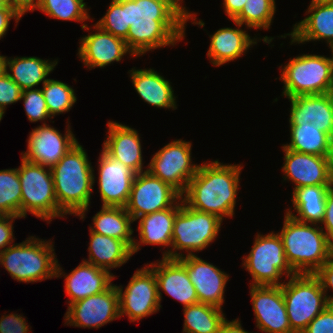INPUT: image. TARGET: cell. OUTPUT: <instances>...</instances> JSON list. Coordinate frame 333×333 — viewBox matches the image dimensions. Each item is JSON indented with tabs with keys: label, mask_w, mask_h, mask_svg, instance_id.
<instances>
[{
	"label": "cell",
	"mask_w": 333,
	"mask_h": 333,
	"mask_svg": "<svg viewBox=\"0 0 333 333\" xmlns=\"http://www.w3.org/2000/svg\"><path fill=\"white\" fill-rule=\"evenodd\" d=\"M88 259L83 261L107 270L119 268L133 256L132 249L122 240L89 231Z\"/></svg>",
	"instance_id": "29"
},
{
	"label": "cell",
	"mask_w": 333,
	"mask_h": 333,
	"mask_svg": "<svg viewBox=\"0 0 333 333\" xmlns=\"http://www.w3.org/2000/svg\"><path fill=\"white\" fill-rule=\"evenodd\" d=\"M52 240L29 236L0 253V265L17 282L37 283L56 278L58 259Z\"/></svg>",
	"instance_id": "5"
},
{
	"label": "cell",
	"mask_w": 333,
	"mask_h": 333,
	"mask_svg": "<svg viewBox=\"0 0 333 333\" xmlns=\"http://www.w3.org/2000/svg\"><path fill=\"white\" fill-rule=\"evenodd\" d=\"M314 275L320 280L322 289L325 292L329 305H333V293L328 295L330 289L333 292V256L327 260Z\"/></svg>",
	"instance_id": "44"
},
{
	"label": "cell",
	"mask_w": 333,
	"mask_h": 333,
	"mask_svg": "<svg viewBox=\"0 0 333 333\" xmlns=\"http://www.w3.org/2000/svg\"><path fill=\"white\" fill-rule=\"evenodd\" d=\"M42 87L48 112L52 118L58 114L68 113L77 101L73 87L60 80L49 78Z\"/></svg>",
	"instance_id": "38"
},
{
	"label": "cell",
	"mask_w": 333,
	"mask_h": 333,
	"mask_svg": "<svg viewBox=\"0 0 333 333\" xmlns=\"http://www.w3.org/2000/svg\"><path fill=\"white\" fill-rule=\"evenodd\" d=\"M20 100L24 102V109L31 123L44 121L43 124H47L48 118L53 119L48 112L44 94L40 88L23 90Z\"/></svg>",
	"instance_id": "40"
},
{
	"label": "cell",
	"mask_w": 333,
	"mask_h": 333,
	"mask_svg": "<svg viewBox=\"0 0 333 333\" xmlns=\"http://www.w3.org/2000/svg\"><path fill=\"white\" fill-rule=\"evenodd\" d=\"M249 287L256 328L264 333H295L289 324L282 287Z\"/></svg>",
	"instance_id": "16"
},
{
	"label": "cell",
	"mask_w": 333,
	"mask_h": 333,
	"mask_svg": "<svg viewBox=\"0 0 333 333\" xmlns=\"http://www.w3.org/2000/svg\"><path fill=\"white\" fill-rule=\"evenodd\" d=\"M289 127H316L333 140V92L288 98Z\"/></svg>",
	"instance_id": "21"
},
{
	"label": "cell",
	"mask_w": 333,
	"mask_h": 333,
	"mask_svg": "<svg viewBox=\"0 0 333 333\" xmlns=\"http://www.w3.org/2000/svg\"><path fill=\"white\" fill-rule=\"evenodd\" d=\"M96 26L105 32L125 39L130 25H127L126 0H112L105 15L96 21Z\"/></svg>",
	"instance_id": "39"
},
{
	"label": "cell",
	"mask_w": 333,
	"mask_h": 333,
	"mask_svg": "<svg viewBox=\"0 0 333 333\" xmlns=\"http://www.w3.org/2000/svg\"><path fill=\"white\" fill-rule=\"evenodd\" d=\"M248 255L242 257V267L251 274L250 285L281 286L285 279L296 275L285 256L283 242L278 233L263 235L257 232Z\"/></svg>",
	"instance_id": "9"
},
{
	"label": "cell",
	"mask_w": 333,
	"mask_h": 333,
	"mask_svg": "<svg viewBox=\"0 0 333 333\" xmlns=\"http://www.w3.org/2000/svg\"><path fill=\"white\" fill-rule=\"evenodd\" d=\"M119 294V315H126L130 322L148 317L162 308L154 271L146 264L137 269L123 292V286H117Z\"/></svg>",
	"instance_id": "13"
},
{
	"label": "cell",
	"mask_w": 333,
	"mask_h": 333,
	"mask_svg": "<svg viewBox=\"0 0 333 333\" xmlns=\"http://www.w3.org/2000/svg\"><path fill=\"white\" fill-rule=\"evenodd\" d=\"M177 213L178 207H170L137 218L139 240L134 239L132 254L137 253L143 245H160L169 249L172 245V231Z\"/></svg>",
	"instance_id": "28"
},
{
	"label": "cell",
	"mask_w": 333,
	"mask_h": 333,
	"mask_svg": "<svg viewBox=\"0 0 333 333\" xmlns=\"http://www.w3.org/2000/svg\"><path fill=\"white\" fill-rule=\"evenodd\" d=\"M4 113L0 110V121L3 119Z\"/></svg>",
	"instance_id": "56"
},
{
	"label": "cell",
	"mask_w": 333,
	"mask_h": 333,
	"mask_svg": "<svg viewBox=\"0 0 333 333\" xmlns=\"http://www.w3.org/2000/svg\"><path fill=\"white\" fill-rule=\"evenodd\" d=\"M222 2L226 16L233 20L242 11L246 0H223Z\"/></svg>",
	"instance_id": "50"
},
{
	"label": "cell",
	"mask_w": 333,
	"mask_h": 333,
	"mask_svg": "<svg viewBox=\"0 0 333 333\" xmlns=\"http://www.w3.org/2000/svg\"><path fill=\"white\" fill-rule=\"evenodd\" d=\"M89 230L92 232L117 238L124 241L131 249L133 248L134 230L131 224L134 222L125 207L102 206L92 218Z\"/></svg>",
	"instance_id": "32"
},
{
	"label": "cell",
	"mask_w": 333,
	"mask_h": 333,
	"mask_svg": "<svg viewBox=\"0 0 333 333\" xmlns=\"http://www.w3.org/2000/svg\"><path fill=\"white\" fill-rule=\"evenodd\" d=\"M330 52H331V58H332V62H333V47L330 48Z\"/></svg>",
	"instance_id": "54"
},
{
	"label": "cell",
	"mask_w": 333,
	"mask_h": 333,
	"mask_svg": "<svg viewBox=\"0 0 333 333\" xmlns=\"http://www.w3.org/2000/svg\"><path fill=\"white\" fill-rule=\"evenodd\" d=\"M22 91L21 87L4 71L0 75V110L5 113L6 106L20 101Z\"/></svg>",
	"instance_id": "41"
},
{
	"label": "cell",
	"mask_w": 333,
	"mask_h": 333,
	"mask_svg": "<svg viewBox=\"0 0 333 333\" xmlns=\"http://www.w3.org/2000/svg\"><path fill=\"white\" fill-rule=\"evenodd\" d=\"M5 59L6 56L0 55V75L5 71Z\"/></svg>",
	"instance_id": "52"
},
{
	"label": "cell",
	"mask_w": 333,
	"mask_h": 333,
	"mask_svg": "<svg viewBox=\"0 0 333 333\" xmlns=\"http://www.w3.org/2000/svg\"><path fill=\"white\" fill-rule=\"evenodd\" d=\"M8 5V0H0V10L5 9Z\"/></svg>",
	"instance_id": "53"
},
{
	"label": "cell",
	"mask_w": 333,
	"mask_h": 333,
	"mask_svg": "<svg viewBox=\"0 0 333 333\" xmlns=\"http://www.w3.org/2000/svg\"><path fill=\"white\" fill-rule=\"evenodd\" d=\"M173 7H175L186 19L187 21L192 20L191 24L199 25V27H204L205 23L202 20H197L195 12H189L188 9L182 5L183 0H167Z\"/></svg>",
	"instance_id": "49"
},
{
	"label": "cell",
	"mask_w": 333,
	"mask_h": 333,
	"mask_svg": "<svg viewBox=\"0 0 333 333\" xmlns=\"http://www.w3.org/2000/svg\"><path fill=\"white\" fill-rule=\"evenodd\" d=\"M315 1H322V2H333V0H315Z\"/></svg>",
	"instance_id": "55"
},
{
	"label": "cell",
	"mask_w": 333,
	"mask_h": 333,
	"mask_svg": "<svg viewBox=\"0 0 333 333\" xmlns=\"http://www.w3.org/2000/svg\"><path fill=\"white\" fill-rule=\"evenodd\" d=\"M51 171L59 210L84 220L95 183V171L86 150L77 142Z\"/></svg>",
	"instance_id": "3"
},
{
	"label": "cell",
	"mask_w": 333,
	"mask_h": 333,
	"mask_svg": "<svg viewBox=\"0 0 333 333\" xmlns=\"http://www.w3.org/2000/svg\"><path fill=\"white\" fill-rule=\"evenodd\" d=\"M191 150L190 141L173 140L153 154L146 170L182 195L200 165L192 162Z\"/></svg>",
	"instance_id": "11"
},
{
	"label": "cell",
	"mask_w": 333,
	"mask_h": 333,
	"mask_svg": "<svg viewBox=\"0 0 333 333\" xmlns=\"http://www.w3.org/2000/svg\"><path fill=\"white\" fill-rule=\"evenodd\" d=\"M235 28L224 27L215 31L210 37V46L207 51V58L213 66L219 67L229 62L237 60L247 54V50L257 45L261 40L266 44H271L274 37L265 36L263 38H252L246 30L241 29V23L231 20Z\"/></svg>",
	"instance_id": "22"
},
{
	"label": "cell",
	"mask_w": 333,
	"mask_h": 333,
	"mask_svg": "<svg viewBox=\"0 0 333 333\" xmlns=\"http://www.w3.org/2000/svg\"><path fill=\"white\" fill-rule=\"evenodd\" d=\"M108 132L103 142V150L112 158L132 169L136 174L143 171L141 137L136 129L111 121L107 123Z\"/></svg>",
	"instance_id": "26"
},
{
	"label": "cell",
	"mask_w": 333,
	"mask_h": 333,
	"mask_svg": "<svg viewBox=\"0 0 333 333\" xmlns=\"http://www.w3.org/2000/svg\"><path fill=\"white\" fill-rule=\"evenodd\" d=\"M64 135L49 124L32 129L27 139V151L21 152L28 162L52 168L78 142L69 122Z\"/></svg>",
	"instance_id": "15"
},
{
	"label": "cell",
	"mask_w": 333,
	"mask_h": 333,
	"mask_svg": "<svg viewBox=\"0 0 333 333\" xmlns=\"http://www.w3.org/2000/svg\"><path fill=\"white\" fill-rule=\"evenodd\" d=\"M128 73L133 87L144 102L160 109H177L171 82L155 69H135L134 67Z\"/></svg>",
	"instance_id": "27"
},
{
	"label": "cell",
	"mask_w": 333,
	"mask_h": 333,
	"mask_svg": "<svg viewBox=\"0 0 333 333\" xmlns=\"http://www.w3.org/2000/svg\"><path fill=\"white\" fill-rule=\"evenodd\" d=\"M290 143L284 148L305 154L332 156L333 140L316 127H290Z\"/></svg>",
	"instance_id": "33"
},
{
	"label": "cell",
	"mask_w": 333,
	"mask_h": 333,
	"mask_svg": "<svg viewBox=\"0 0 333 333\" xmlns=\"http://www.w3.org/2000/svg\"><path fill=\"white\" fill-rule=\"evenodd\" d=\"M321 225L328 241L333 245V185L327 191L325 216Z\"/></svg>",
	"instance_id": "46"
},
{
	"label": "cell",
	"mask_w": 333,
	"mask_h": 333,
	"mask_svg": "<svg viewBox=\"0 0 333 333\" xmlns=\"http://www.w3.org/2000/svg\"><path fill=\"white\" fill-rule=\"evenodd\" d=\"M147 265L155 273L160 304L162 291L181 303L183 308L199 303L187 270L177 259L162 258Z\"/></svg>",
	"instance_id": "23"
},
{
	"label": "cell",
	"mask_w": 333,
	"mask_h": 333,
	"mask_svg": "<svg viewBox=\"0 0 333 333\" xmlns=\"http://www.w3.org/2000/svg\"><path fill=\"white\" fill-rule=\"evenodd\" d=\"M11 19H15L16 24H18L21 16L8 5L5 9L0 10V40L6 35Z\"/></svg>",
	"instance_id": "47"
},
{
	"label": "cell",
	"mask_w": 333,
	"mask_h": 333,
	"mask_svg": "<svg viewBox=\"0 0 333 333\" xmlns=\"http://www.w3.org/2000/svg\"><path fill=\"white\" fill-rule=\"evenodd\" d=\"M120 318L119 294L115 284L102 293L70 304L64 315L65 325L98 329Z\"/></svg>",
	"instance_id": "14"
},
{
	"label": "cell",
	"mask_w": 333,
	"mask_h": 333,
	"mask_svg": "<svg viewBox=\"0 0 333 333\" xmlns=\"http://www.w3.org/2000/svg\"><path fill=\"white\" fill-rule=\"evenodd\" d=\"M320 226L298 221L285 213L278 234L287 262L296 274H314L333 256V245Z\"/></svg>",
	"instance_id": "4"
},
{
	"label": "cell",
	"mask_w": 333,
	"mask_h": 333,
	"mask_svg": "<svg viewBox=\"0 0 333 333\" xmlns=\"http://www.w3.org/2000/svg\"><path fill=\"white\" fill-rule=\"evenodd\" d=\"M41 0H8V4L23 17L26 12H33L39 8Z\"/></svg>",
	"instance_id": "48"
},
{
	"label": "cell",
	"mask_w": 333,
	"mask_h": 333,
	"mask_svg": "<svg viewBox=\"0 0 333 333\" xmlns=\"http://www.w3.org/2000/svg\"><path fill=\"white\" fill-rule=\"evenodd\" d=\"M19 218L21 217L11 215L0 217V253L13 244L15 240L13 223L15 219Z\"/></svg>",
	"instance_id": "45"
},
{
	"label": "cell",
	"mask_w": 333,
	"mask_h": 333,
	"mask_svg": "<svg viewBox=\"0 0 333 333\" xmlns=\"http://www.w3.org/2000/svg\"><path fill=\"white\" fill-rule=\"evenodd\" d=\"M21 196L18 168L0 170V214L21 217Z\"/></svg>",
	"instance_id": "36"
},
{
	"label": "cell",
	"mask_w": 333,
	"mask_h": 333,
	"mask_svg": "<svg viewBox=\"0 0 333 333\" xmlns=\"http://www.w3.org/2000/svg\"><path fill=\"white\" fill-rule=\"evenodd\" d=\"M214 305L197 303L183 308V333H218L225 314Z\"/></svg>",
	"instance_id": "34"
},
{
	"label": "cell",
	"mask_w": 333,
	"mask_h": 333,
	"mask_svg": "<svg viewBox=\"0 0 333 333\" xmlns=\"http://www.w3.org/2000/svg\"><path fill=\"white\" fill-rule=\"evenodd\" d=\"M276 11L275 0H246L242 11L233 19L247 29H270Z\"/></svg>",
	"instance_id": "37"
},
{
	"label": "cell",
	"mask_w": 333,
	"mask_h": 333,
	"mask_svg": "<svg viewBox=\"0 0 333 333\" xmlns=\"http://www.w3.org/2000/svg\"><path fill=\"white\" fill-rule=\"evenodd\" d=\"M242 168V164L204 161L189 181L182 201L190 208L222 220L234 217Z\"/></svg>",
	"instance_id": "2"
},
{
	"label": "cell",
	"mask_w": 333,
	"mask_h": 333,
	"mask_svg": "<svg viewBox=\"0 0 333 333\" xmlns=\"http://www.w3.org/2000/svg\"><path fill=\"white\" fill-rule=\"evenodd\" d=\"M181 201L175 188L146 170L135 174L125 209L135 222L141 216L178 207Z\"/></svg>",
	"instance_id": "12"
},
{
	"label": "cell",
	"mask_w": 333,
	"mask_h": 333,
	"mask_svg": "<svg viewBox=\"0 0 333 333\" xmlns=\"http://www.w3.org/2000/svg\"><path fill=\"white\" fill-rule=\"evenodd\" d=\"M127 47L136 57L185 37L187 19L167 0H126Z\"/></svg>",
	"instance_id": "1"
},
{
	"label": "cell",
	"mask_w": 333,
	"mask_h": 333,
	"mask_svg": "<svg viewBox=\"0 0 333 333\" xmlns=\"http://www.w3.org/2000/svg\"><path fill=\"white\" fill-rule=\"evenodd\" d=\"M332 185L303 186L293 189L292 209H286V213L298 221L320 225L325 216L326 195Z\"/></svg>",
	"instance_id": "31"
},
{
	"label": "cell",
	"mask_w": 333,
	"mask_h": 333,
	"mask_svg": "<svg viewBox=\"0 0 333 333\" xmlns=\"http://www.w3.org/2000/svg\"><path fill=\"white\" fill-rule=\"evenodd\" d=\"M18 174L22 190L21 218L31 213L50 224L54 218L65 217L58 208L51 168L21 157Z\"/></svg>",
	"instance_id": "8"
},
{
	"label": "cell",
	"mask_w": 333,
	"mask_h": 333,
	"mask_svg": "<svg viewBox=\"0 0 333 333\" xmlns=\"http://www.w3.org/2000/svg\"><path fill=\"white\" fill-rule=\"evenodd\" d=\"M279 80L283 81L281 96L320 95L333 92V62L324 55L302 54L289 58Z\"/></svg>",
	"instance_id": "7"
},
{
	"label": "cell",
	"mask_w": 333,
	"mask_h": 333,
	"mask_svg": "<svg viewBox=\"0 0 333 333\" xmlns=\"http://www.w3.org/2000/svg\"><path fill=\"white\" fill-rule=\"evenodd\" d=\"M239 318L233 319L232 321L227 318L222 322L218 333H250L243 329ZM252 333V332H251Z\"/></svg>",
	"instance_id": "51"
},
{
	"label": "cell",
	"mask_w": 333,
	"mask_h": 333,
	"mask_svg": "<svg viewBox=\"0 0 333 333\" xmlns=\"http://www.w3.org/2000/svg\"><path fill=\"white\" fill-rule=\"evenodd\" d=\"M84 0H41L37 10L50 18L63 21L82 22V30L89 31L86 20L90 18L89 8Z\"/></svg>",
	"instance_id": "35"
},
{
	"label": "cell",
	"mask_w": 333,
	"mask_h": 333,
	"mask_svg": "<svg viewBox=\"0 0 333 333\" xmlns=\"http://www.w3.org/2000/svg\"><path fill=\"white\" fill-rule=\"evenodd\" d=\"M92 27L97 31L81 37L77 53L87 69H102L111 63L121 62L127 54L136 58L124 39L103 31L95 24Z\"/></svg>",
	"instance_id": "20"
},
{
	"label": "cell",
	"mask_w": 333,
	"mask_h": 333,
	"mask_svg": "<svg viewBox=\"0 0 333 333\" xmlns=\"http://www.w3.org/2000/svg\"><path fill=\"white\" fill-rule=\"evenodd\" d=\"M58 64V59L48 60L38 57H8L5 59V72L22 90L38 88Z\"/></svg>",
	"instance_id": "30"
},
{
	"label": "cell",
	"mask_w": 333,
	"mask_h": 333,
	"mask_svg": "<svg viewBox=\"0 0 333 333\" xmlns=\"http://www.w3.org/2000/svg\"><path fill=\"white\" fill-rule=\"evenodd\" d=\"M98 162V192L102 200L101 206L125 207L136 173L109 156L103 149Z\"/></svg>",
	"instance_id": "19"
},
{
	"label": "cell",
	"mask_w": 333,
	"mask_h": 333,
	"mask_svg": "<svg viewBox=\"0 0 333 333\" xmlns=\"http://www.w3.org/2000/svg\"><path fill=\"white\" fill-rule=\"evenodd\" d=\"M332 182H333V155H332Z\"/></svg>",
	"instance_id": "57"
},
{
	"label": "cell",
	"mask_w": 333,
	"mask_h": 333,
	"mask_svg": "<svg viewBox=\"0 0 333 333\" xmlns=\"http://www.w3.org/2000/svg\"><path fill=\"white\" fill-rule=\"evenodd\" d=\"M177 260L186 268L190 281L196 289L199 303L222 308L229 274L196 254Z\"/></svg>",
	"instance_id": "18"
},
{
	"label": "cell",
	"mask_w": 333,
	"mask_h": 333,
	"mask_svg": "<svg viewBox=\"0 0 333 333\" xmlns=\"http://www.w3.org/2000/svg\"><path fill=\"white\" fill-rule=\"evenodd\" d=\"M222 222L218 216L190 208L181 201L174 220L172 245L164 250L162 258L178 259L206 249L217 238Z\"/></svg>",
	"instance_id": "6"
},
{
	"label": "cell",
	"mask_w": 333,
	"mask_h": 333,
	"mask_svg": "<svg viewBox=\"0 0 333 333\" xmlns=\"http://www.w3.org/2000/svg\"><path fill=\"white\" fill-rule=\"evenodd\" d=\"M281 285L291 329L301 333L328 305L320 280L314 274H296Z\"/></svg>",
	"instance_id": "10"
},
{
	"label": "cell",
	"mask_w": 333,
	"mask_h": 333,
	"mask_svg": "<svg viewBox=\"0 0 333 333\" xmlns=\"http://www.w3.org/2000/svg\"><path fill=\"white\" fill-rule=\"evenodd\" d=\"M284 163L283 181L293 182L294 188L316 185H333L332 156L305 154L282 146Z\"/></svg>",
	"instance_id": "17"
},
{
	"label": "cell",
	"mask_w": 333,
	"mask_h": 333,
	"mask_svg": "<svg viewBox=\"0 0 333 333\" xmlns=\"http://www.w3.org/2000/svg\"><path fill=\"white\" fill-rule=\"evenodd\" d=\"M29 326L25 316L11 313L0 317V333H29Z\"/></svg>",
	"instance_id": "43"
},
{
	"label": "cell",
	"mask_w": 333,
	"mask_h": 333,
	"mask_svg": "<svg viewBox=\"0 0 333 333\" xmlns=\"http://www.w3.org/2000/svg\"><path fill=\"white\" fill-rule=\"evenodd\" d=\"M306 15L308 16L293 25L290 33L280 37L289 36L291 45L325 40L329 48L333 47V2L311 0Z\"/></svg>",
	"instance_id": "24"
},
{
	"label": "cell",
	"mask_w": 333,
	"mask_h": 333,
	"mask_svg": "<svg viewBox=\"0 0 333 333\" xmlns=\"http://www.w3.org/2000/svg\"><path fill=\"white\" fill-rule=\"evenodd\" d=\"M64 276L65 292L69 296L68 306L75 301L96 295L107 290L116 277L107 270L96 267L93 264L82 262L69 274L63 271L57 263L56 278Z\"/></svg>",
	"instance_id": "25"
},
{
	"label": "cell",
	"mask_w": 333,
	"mask_h": 333,
	"mask_svg": "<svg viewBox=\"0 0 333 333\" xmlns=\"http://www.w3.org/2000/svg\"><path fill=\"white\" fill-rule=\"evenodd\" d=\"M301 333H333V305H328Z\"/></svg>",
	"instance_id": "42"
}]
</instances>
